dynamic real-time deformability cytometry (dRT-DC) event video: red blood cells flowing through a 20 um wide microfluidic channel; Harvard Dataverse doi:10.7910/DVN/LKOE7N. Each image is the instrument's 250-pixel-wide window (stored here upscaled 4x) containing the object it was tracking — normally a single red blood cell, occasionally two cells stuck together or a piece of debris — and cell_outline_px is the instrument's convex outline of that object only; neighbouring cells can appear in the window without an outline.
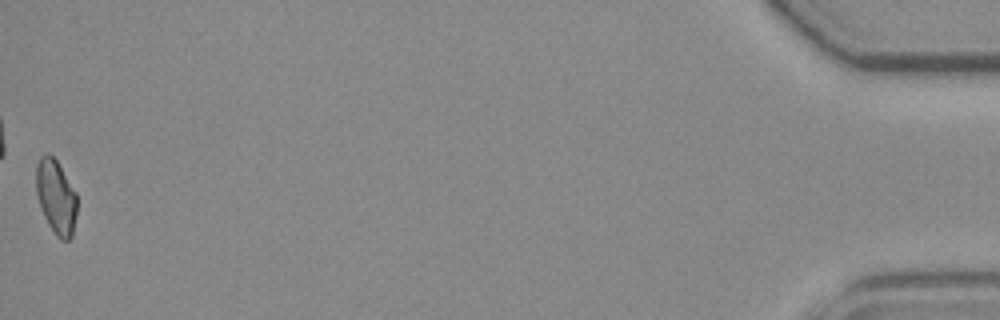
{"species": "common noctule bat (a hibernating species)", "species_latin": "Nyctalus noctula", "temperature_condition": "room temperature", "stored_images_in_passage": 52, "camera_frame_rate_fps": 3000, "um_per_image_px": 0.085, "animal": {"sex": "female", "body_mass_g": 19.3, "forearm_length_mm": 54.1}, "frame": {"image": 1, "passage_image": 52, "time_ms": 17.0, "image_size_px": [1000, 320], "cell_outline_px": [[76, 216], [72, 236], [68, 240], [60, 240], [56, 236], [48, 224], [40, 208], [36, 192], [36, 164], [40, 156], [48, 152], [56, 160], [76, 192]], "centroid_in_image_um": [4.74, 16.73], "position_along_channel_um": 430.5, "area_um2": 17.74}, "authors_computed_cell_mechanics": {"area_um2": 19.074, "velocity_mm_per_s": 3.8448, "shape_relaxation_time_tau1_ms": null, "shape_relaxation_time_tau2_ms": 3.2191, "deformation_change_tau1": null, "deformation_change_tau2": 0.0854}}